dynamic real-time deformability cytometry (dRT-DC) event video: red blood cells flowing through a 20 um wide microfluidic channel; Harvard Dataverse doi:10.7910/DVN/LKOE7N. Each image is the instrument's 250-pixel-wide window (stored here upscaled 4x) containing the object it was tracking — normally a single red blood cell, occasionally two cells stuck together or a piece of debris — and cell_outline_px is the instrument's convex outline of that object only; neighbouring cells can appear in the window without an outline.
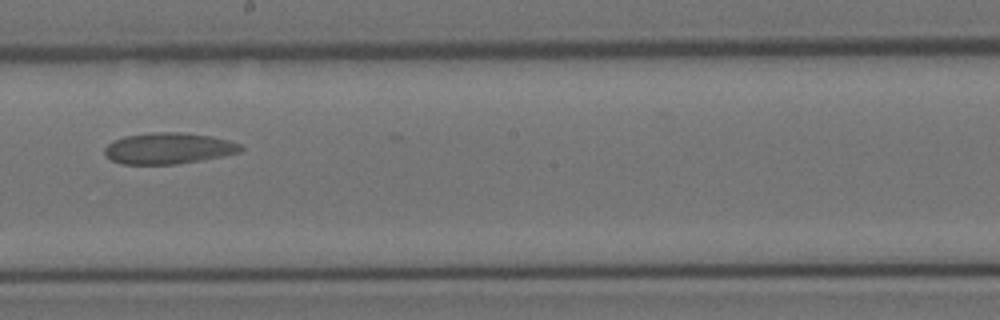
{"species": "Egyptian fruit bat (a non-hibernating species)", "species_latin": "Rousettus aegyptiacus", "temperature_condition": "room temperature", "stored_images_in_passage": 11, "camera_frame_rate_fps": 3000, "um_per_image_px": 0.085, "animal": {"sex": "female"}, "frame": {"image": 1, "passage_image": 8, "time_ms": 2.333, "image_size_px": [1000, 320], "cell_outline_px": [[244, 148], [240, 152], [224, 156], [176, 164], [120, 164], [104, 156], [104, 148], [112, 140], [124, 136], [152, 132], [180, 132], [212, 136], [228, 140], [240, 144]], "centroid_in_image_um": [14.29, 12.6], "position_along_channel_um": 233.9, "area_um2": 24.91}}
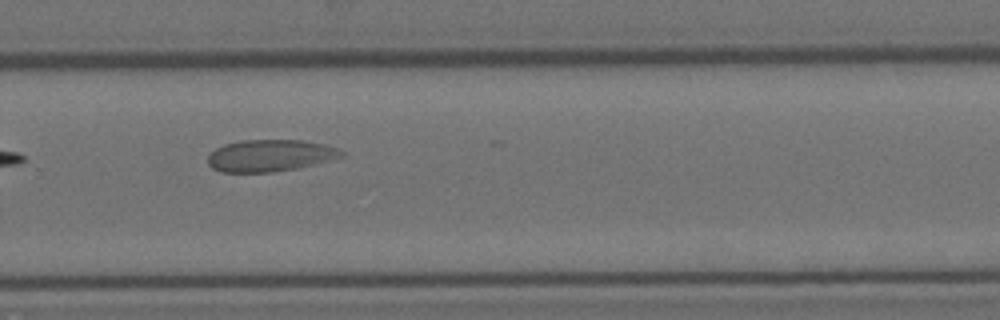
{"frame": {"image": 2, "passage_image": 10, "time_ms": 3.0, "image_size_px": [1000, 320], "cell_outline_px": [[344, 156], [332, 160], [316, 164], [296, 168], [272, 172], [220, 172], [212, 168], [208, 164], [208, 156], [216, 148], [224, 144], [240, 140], [300, 140], [324, 144], [336, 148], [344, 152]], "centroid_in_image_um": [22.95, 13.22], "position_along_channel_um": 306.8, "area_um2": 24.85}}